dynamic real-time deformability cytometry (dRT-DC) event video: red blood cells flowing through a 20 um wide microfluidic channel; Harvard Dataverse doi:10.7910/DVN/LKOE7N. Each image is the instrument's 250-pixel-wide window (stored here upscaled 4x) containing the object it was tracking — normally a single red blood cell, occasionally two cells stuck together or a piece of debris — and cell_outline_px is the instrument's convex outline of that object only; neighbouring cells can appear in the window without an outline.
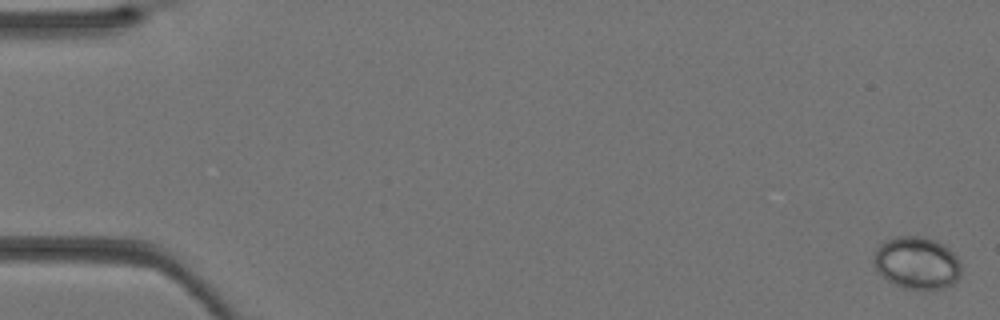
{"species": "Egyptian fruit bat (a non-hibernating species)", "species_latin": "Rousettus aegyptiacus", "temperature_condition": "warm", "stored_images_in_passage": 41, "camera_frame_rate_fps": 3000, "um_per_image_px": 0.085, "animal": {"sex": "female"}, "frame": {"image": 1, "passage_image": 1, "time_ms": 0.0, "image_size_px": [1000, 320], "cell_outline_px": [[960, 276], [952, 284], [944, 288], [904, 288], [892, 284], [876, 268], [872, 260], [876, 248], [880, 244], [896, 236], [924, 236], [948, 248], [960, 260]], "centroid_in_image_um": [77.92, 22.34], "position_along_channel_um": 7.1, "area_um2": 26.36}}
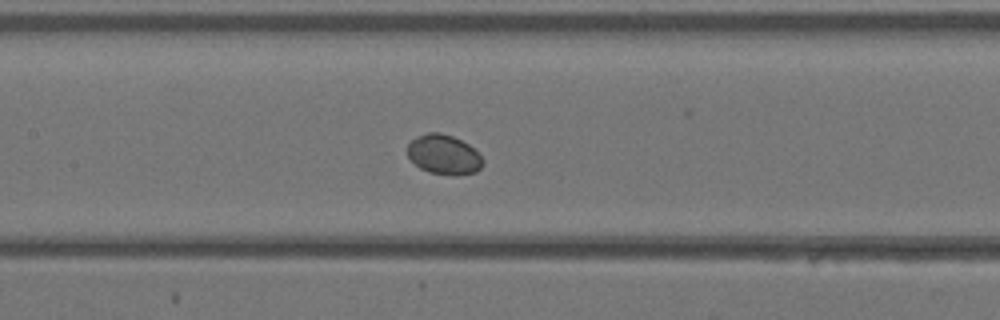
{"frame": {"image": 2, "passage_image": 20, "time_ms": 6.333, "image_size_px": [1000, 320], "cell_outline_px": [[484, 164], [476, 172], [456, 176], [452, 176], [428, 172], [420, 168], [408, 156], [408, 144], [416, 136], [428, 132], [440, 132], [452, 136], [468, 144], [484, 160]], "centroid_in_image_um": [37.73, 13.15], "position_along_channel_um": 169.7, "area_um2": 17.46}}
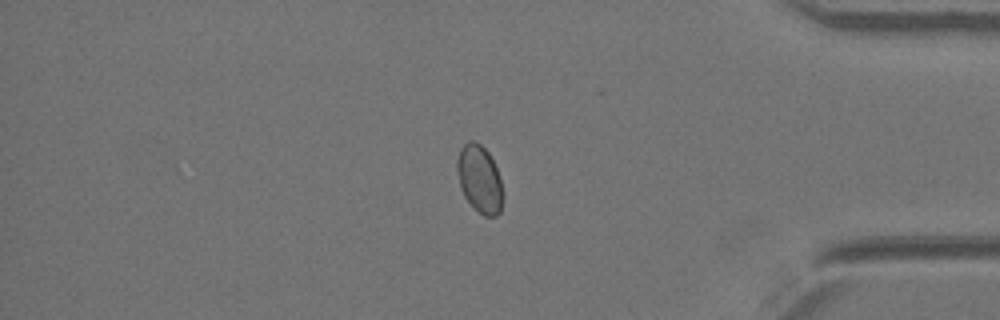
{"frame": {"image": 3, "passage_image": 35, "time_ms": 11.333, "image_size_px": [1000, 320], "cell_outline_px": [[500, 212], [496, 216], [484, 216], [464, 196], [460, 188], [456, 168], [456, 160], [460, 148], [468, 140], [476, 140], [488, 152], [496, 168], [500, 180]], "centroid_in_image_um": [40.7, 15.15], "position_along_channel_um": 394.5, "area_um2": 17.57}}